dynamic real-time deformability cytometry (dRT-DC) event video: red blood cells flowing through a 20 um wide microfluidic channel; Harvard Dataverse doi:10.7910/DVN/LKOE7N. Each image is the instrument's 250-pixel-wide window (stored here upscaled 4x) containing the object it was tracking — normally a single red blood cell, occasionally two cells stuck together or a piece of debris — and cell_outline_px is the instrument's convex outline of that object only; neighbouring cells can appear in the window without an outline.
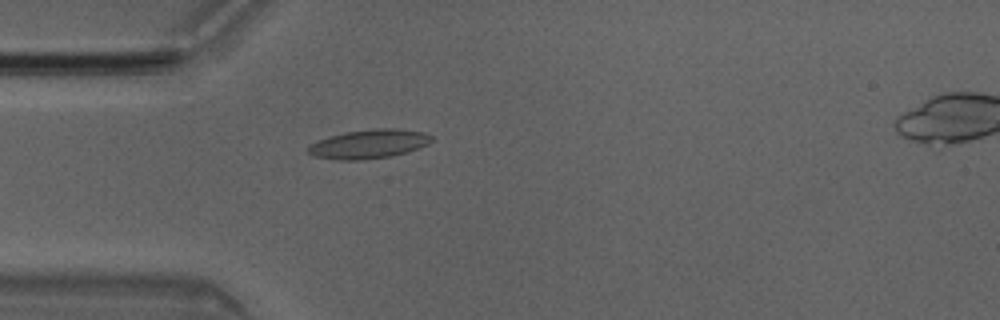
{"species": "Egyptian fruit bat (a non-hibernating species)", "species_latin": "Rousettus aegyptiacus", "temperature_condition": "room temperature", "stored_images_in_passage": 5, "camera_frame_rate_fps": 3000, "um_per_image_px": 0.085, "animal": {"sex": "male"}, "frame": {"image": 1, "passage_image": 4, "time_ms": 1.0, "image_size_px": [1000, 320], "cell_outline_px": [[432, 140], [428, 144], [408, 152], [392, 156], [364, 160], [340, 160], [312, 156], [308, 152], [308, 148], [312, 144], [320, 140], [344, 132], [372, 128], [396, 128], [424, 132], [432, 136]], "centroid_in_image_um": [31.39, 12.24], "position_along_channel_um": 53.6, "area_um2": 20.87}}